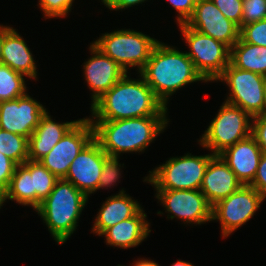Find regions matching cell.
I'll list each match as a JSON object with an SVG mask.
<instances>
[{"label": "cell", "instance_id": "cell-4", "mask_svg": "<svg viewBox=\"0 0 266 266\" xmlns=\"http://www.w3.org/2000/svg\"><path fill=\"white\" fill-rule=\"evenodd\" d=\"M88 201L89 198L71 182L58 179L51 193L34 212L41 217L56 244L62 245L77 231Z\"/></svg>", "mask_w": 266, "mask_h": 266}, {"label": "cell", "instance_id": "cell-40", "mask_svg": "<svg viewBox=\"0 0 266 266\" xmlns=\"http://www.w3.org/2000/svg\"><path fill=\"white\" fill-rule=\"evenodd\" d=\"M4 42V25L0 24V61L2 56V45Z\"/></svg>", "mask_w": 266, "mask_h": 266}, {"label": "cell", "instance_id": "cell-17", "mask_svg": "<svg viewBox=\"0 0 266 266\" xmlns=\"http://www.w3.org/2000/svg\"><path fill=\"white\" fill-rule=\"evenodd\" d=\"M262 154L254 137L249 135L227 148L219 156L243 185H249L254 180Z\"/></svg>", "mask_w": 266, "mask_h": 266}, {"label": "cell", "instance_id": "cell-13", "mask_svg": "<svg viewBox=\"0 0 266 266\" xmlns=\"http://www.w3.org/2000/svg\"><path fill=\"white\" fill-rule=\"evenodd\" d=\"M47 109L28 92L17 99L1 101L0 129L29 138Z\"/></svg>", "mask_w": 266, "mask_h": 266}, {"label": "cell", "instance_id": "cell-20", "mask_svg": "<svg viewBox=\"0 0 266 266\" xmlns=\"http://www.w3.org/2000/svg\"><path fill=\"white\" fill-rule=\"evenodd\" d=\"M142 207L133 217L123 220L106 229L100 236L104 237L105 244L126 250L141 245L151 233V222Z\"/></svg>", "mask_w": 266, "mask_h": 266}, {"label": "cell", "instance_id": "cell-23", "mask_svg": "<svg viewBox=\"0 0 266 266\" xmlns=\"http://www.w3.org/2000/svg\"><path fill=\"white\" fill-rule=\"evenodd\" d=\"M230 64L266 77V46L239 40L230 48Z\"/></svg>", "mask_w": 266, "mask_h": 266}, {"label": "cell", "instance_id": "cell-7", "mask_svg": "<svg viewBox=\"0 0 266 266\" xmlns=\"http://www.w3.org/2000/svg\"><path fill=\"white\" fill-rule=\"evenodd\" d=\"M215 117L209 122L198 144L213 155L251 135L252 116L240 107L223 102Z\"/></svg>", "mask_w": 266, "mask_h": 266}, {"label": "cell", "instance_id": "cell-8", "mask_svg": "<svg viewBox=\"0 0 266 266\" xmlns=\"http://www.w3.org/2000/svg\"><path fill=\"white\" fill-rule=\"evenodd\" d=\"M180 35L189 49L185 51L194 63L196 70L209 83L214 81L224 72L230 63V48L224 43L204 35L185 23L177 25Z\"/></svg>", "mask_w": 266, "mask_h": 266}, {"label": "cell", "instance_id": "cell-18", "mask_svg": "<svg viewBox=\"0 0 266 266\" xmlns=\"http://www.w3.org/2000/svg\"><path fill=\"white\" fill-rule=\"evenodd\" d=\"M17 30L12 25H4V42L0 63L8 65L14 71L36 82L39 76L35 55Z\"/></svg>", "mask_w": 266, "mask_h": 266}, {"label": "cell", "instance_id": "cell-36", "mask_svg": "<svg viewBox=\"0 0 266 266\" xmlns=\"http://www.w3.org/2000/svg\"><path fill=\"white\" fill-rule=\"evenodd\" d=\"M266 199V154L263 153L254 180L249 184Z\"/></svg>", "mask_w": 266, "mask_h": 266}, {"label": "cell", "instance_id": "cell-25", "mask_svg": "<svg viewBox=\"0 0 266 266\" xmlns=\"http://www.w3.org/2000/svg\"><path fill=\"white\" fill-rule=\"evenodd\" d=\"M26 76L0 63V102L14 100L28 92ZM26 80V81H25Z\"/></svg>", "mask_w": 266, "mask_h": 266}, {"label": "cell", "instance_id": "cell-26", "mask_svg": "<svg viewBox=\"0 0 266 266\" xmlns=\"http://www.w3.org/2000/svg\"><path fill=\"white\" fill-rule=\"evenodd\" d=\"M33 210L48 197L58 178L45 168L40 161H31Z\"/></svg>", "mask_w": 266, "mask_h": 266}, {"label": "cell", "instance_id": "cell-27", "mask_svg": "<svg viewBox=\"0 0 266 266\" xmlns=\"http://www.w3.org/2000/svg\"><path fill=\"white\" fill-rule=\"evenodd\" d=\"M0 152L17 165L28 160V138L0 129Z\"/></svg>", "mask_w": 266, "mask_h": 266}, {"label": "cell", "instance_id": "cell-22", "mask_svg": "<svg viewBox=\"0 0 266 266\" xmlns=\"http://www.w3.org/2000/svg\"><path fill=\"white\" fill-rule=\"evenodd\" d=\"M47 110L28 138V159L39 161L47 155L66 132L79 120L56 122Z\"/></svg>", "mask_w": 266, "mask_h": 266}, {"label": "cell", "instance_id": "cell-34", "mask_svg": "<svg viewBox=\"0 0 266 266\" xmlns=\"http://www.w3.org/2000/svg\"><path fill=\"white\" fill-rule=\"evenodd\" d=\"M251 135L262 152L266 154V116L262 114L253 116Z\"/></svg>", "mask_w": 266, "mask_h": 266}, {"label": "cell", "instance_id": "cell-42", "mask_svg": "<svg viewBox=\"0 0 266 266\" xmlns=\"http://www.w3.org/2000/svg\"><path fill=\"white\" fill-rule=\"evenodd\" d=\"M261 114L266 116V77H265V82H264V107H263V111Z\"/></svg>", "mask_w": 266, "mask_h": 266}, {"label": "cell", "instance_id": "cell-31", "mask_svg": "<svg viewBox=\"0 0 266 266\" xmlns=\"http://www.w3.org/2000/svg\"><path fill=\"white\" fill-rule=\"evenodd\" d=\"M266 18V0H243L241 26Z\"/></svg>", "mask_w": 266, "mask_h": 266}, {"label": "cell", "instance_id": "cell-2", "mask_svg": "<svg viewBox=\"0 0 266 266\" xmlns=\"http://www.w3.org/2000/svg\"><path fill=\"white\" fill-rule=\"evenodd\" d=\"M139 74L166 108H169L171 96L188 84L208 83L185 51L162 41L156 44Z\"/></svg>", "mask_w": 266, "mask_h": 266}, {"label": "cell", "instance_id": "cell-16", "mask_svg": "<svg viewBox=\"0 0 266 266\" xmlns=\"http://www.w3.org/2000/svg\"><path fill=\"white\" fill-rule=\"evenodd\" d=\"M90 57L84 61V80L91 92V106L107 91H109L127 72L114 60L103 54L91 42Z\"/></svg>", "mask_w": 266, "mask_h": 266}, {"label": "cell", "instance_id": "cell-35", "mask_svg": "<svg viewBox=\"0 0 266 266\" xmlns=\"http://www.w3.org/2000/svg\"><path fill=\"white\" fill-rule=\"evenodd\" d=\"M17 164L0 152V187L8 189Z\"/></svg>", "mask_w": 266, "mask_h": 266}, {"label": "cell", "instance_id": "cell-9", "mask_svg": "<svg viewBox=\"0 0 266 266\" xmlns=\"http://www.w3.org/2000/svg\"><path fill=\"white\" fill-rule=\"evenodd\" d=\"M266 199L250 185H242L236 192L219 200L212 207V222H219L223 239L246 225Z\"/></svg>", "mask_w": 266, "mask_h": 266}, {"label": "cell", "instance_id": "cell-1", "mask_svg": "<svg viewBox=\"0 0 266 266\" xmlns=\"http://www.w3.org/2000/svg\"><path fill=\"white\" fill-rule=\"evenodd\" d=\"M126 73L90 106V120H120L147 116H169V109L156 97L138 73Z\"/></svg>", "mask_w": 266, "mask_h": 266}, {"label": "cell", "instance_id": "cell-21", "mask_svg": "<svg viewBox=\"0 0 266 266\" xmlns=\"http://www.w3.org/2000/svg\"><path fill=\"white\" fill-rule=\"evenodd\" d=\"M243 184L219 155H215L207 166L200 191L213 206L219 200L236 192Z\"/></svg>", "mask_w": 266, "mask_h": 266}, {"label": "cell", "instance_id": "cell-29", "mask_svg": "<svg viewBox=\"0 0 266 266\" xmlns=\"http://www.w3.org/2000/svg\"><path fill=\"white\" fill-rule=\"evenodd\" d=\"M75 0H38L37 6L45 20L66 18L72 12Z\"/></svg>", "mask_w": 266, "mask_h": 266}, {"label": "cell", "instance_id": "cell-32", "mask_svg": "<svg viewBox=\"0 0 266 266\" xmlns=\"http://www.w3.org/2000/svg\"><path fill=\"white\" fill-rule=\"evenodd\" d=\"M223 15L239 28L242 21V4L243 0H212Z\"/></svg>", "mask_w": 266, "mask_h": 266}, {"label": "cell", "instance_id": "cell-39", "mask_svg": "<svg viewBox=\"0 0 266 266\" xmlns=\"http://www.w3.org/2000/svg\"><path fill=\"white\" fill-rule=\"evenodd\" d=\"M170 266H195L191 262L178 259L176 262H173Z\"/></svg>", "mask_w": 266, "mask_h": 266}, {"label": "cell", "instance_id": "cell-33", "mask_svg": "<svg viewBox=\"0 0 266 266\" xmlns=\"http://www.w3.org/2000/svg\"><path fill=\"white\" fill-rule=\"evenodd\" d=\"M171 7L176 11V25L184 24L192 16L198 0H167Z\"/></svg>", "mask_w": 266, "mask_h": 266}, {"label": "cell", "instance_id": "cell-12", "mask_svg": "<svg viewBox=\"0 0 266 266\" xmlns=\"http://www.w3.org/2000/svg\"><path fill=\"white\" fill-rule=\"evenodd\" d=\"M93 138L94 129L90 118H80L39 161L58 179H64L72 161Z\"/></svg>", "mask_w": 266, "mask_h": 266}, {"label": "cell", "instance_id": "cell-5", "mask_svg": "<svg viewBox=\"0 0 266 266\" xmlns=\"http://www.w3.org/2000/svg\"><path fill=\"white\" fill-rule=\"evenodd\" d=\"M158 42V39L141 31L122 28L102 33L92 44L127 73L135 69L138 74Z\"/></svg>", "mask_w": 266, "mask_h": 266}, {"label": "cell", "instance_id": "cell-37", "mask_svg": "<svg viewBox=\"0 0 266 266\" xmlns=\"http://www.w3.org/2000/svg\"><path fill=\"white\" fill-rule=\"evenodd\" d=\"M100 4L108 8V11H125L133 6L143 5V3L149 2L148 0H99ZM102 2V3H101Z\"/></svg>", "mask_w": 266, "mask_h": 266}, {"label": "cell", "instance_id": "cell-28", "mask_svg": "<svg viewBox=\"0 0 266 266\" xmlns=\"http://www.w3.org/2000/svg\"><path fill=\"white\" fill-rule=\"evenodd\" d=\"M120 157L116 156H107L105 158V162L101 171V176L98 181V191L99 190H110L117 186L121 182V178L123 177V168L124 163H119ZM120 180V181H119Z\"/></svg>", "mask_w": 266, "mask_h": 266}, {"label": "cell", "instance_id": "cell-15", "mask_svg": "<svg viewBox=\"0 0 266 266\" xmlns=\"http://www.w3.org/2000/svg\"><path fill=\"white\" fill-rule=\"evenodd\" d=\"M107 156L93 138L72 161L64 179L90 198L98 191V181Z\"/></svg>", "mask_w": 266, "mask_h": 266}, {"label": "cell", "instance_id": "cell-10", "mask_svg": "<svg viewBox=\"0 0 266 266\" xmlns=\"http://www.w3.org/2000/svg\"><path fill=\"white\" fill-rule=\"evenodd\" d=\"M214 82L226 84L228 94L225 102L240 107L252 117L262 113L265 76L236 68L229 63Z\"/></svg>", "mask_w": 266, "mask_h": 266}, {"label": "cell", "instance_id": "cell-6", "mask_svg": "<svg viewBox=\"0 0 266 266\" xmlns=\"http://www.w3.org/2000/svg\"><path fill=\"white\" fill-rule=\"evenodd\" d=\"M212 153L192 155L187 152L182 156L170 157L149 170L143 182L155 190H200Z\"/></svg>", "mask_w": 266, "mask_h": 266}, {"label": "cell", "instance_id": "cell-41", "mask_svg": "<svg viewBox=\"0 0 266 266\" xmlns=\"http://www.w3.org/2000/svg\"><path fill=\"white\" fill-rule=\"evenodd\" d=\"M6 203V191L0 187V209Z\"/></svg>", "mask_w": 266, "mask_h": 266}, {"label": "cell", "instance_id": "cell-11", "mask_svg": "<svg viewBox=\"0 0 266 266\" xmlns=\"http://www.w3.org/2000/svg\"><path fill=\"white\" fill-rule=\"evenodd\" d=\"M155 191L154 197L164 207L168 220H180L183 226H201L212 222L213 206L200 190Z\"/></svg>", "mask_w": 266, "mask_h": 266}, {"label": "cell", "instance_id": "cell-19", "mask_svg": "<svg viewBox=\"0 0 266 266\" xmlns=\"http://www.w3.org/2000/svg\"><path fill=\"white\" fill-rule=\"evenodd\" d=\"M137 200L127 194L125 188L107 197L94 217L91 233L100 237L109 227L133 217L143 207Z\"/></svg>", "mask_w": 266, "mask_h": 266}, {"label": "cell", "instance_id": "cell-24", "mask_svg": "<svg viewBox=\"0 0 266 266\" xmlns=\"http://www.w3.org/2000/svg\"><path fill=\"white\" fill-rule=\"evenodd\" d=\"M16 202V204L31 207L33 209V191L31 176V160L24 164L17 165L6 190V202Z\"/></svg>", "mask_w": 266, "mask_h": 266}, {"label": "cell", "instance_id": "cell-38", "mask_svg": "<svg viewBox=\"0 0 266 266\" xmlns=\"http://www.w3.org/2000/svg\"><path fill=\"white\" fill-rule=\"evenodd\" d=\"M129 266H161V265H159L158 262H156L155 260L142 257L138 258L137 260L136 259L133 260V263H131V265L129 264Z\"/></svg>", "mask_w": 266, "mask_h": 266}, {"label": "cell", "instance_id": "cell-30", "mask_svg": "<svg viewBox=\"0 0 266 266\" xmlns=\"http://www.w3.org/2000/svg\"><path fill=\"white\" fill-rule=\"evenodd\" d=\"M239 38L252 45L266 46V18L241 26Z\"/></svg>", "mask_w": 266, "mask_h": 266}, {"label": "cell", "instance_id": "cell-3", "mask_svg": "<svg viewBox=\"0 0 266 266\" xmlns=\"http://www.w3.org/2000/svg\"><path fill=\"white\" fill-rule=\"evenodd\" d=\"M169 116L91 120L94 139L108 156L142 154L170 124Z\"/></svg>", "mask_w": 266, "mask_h": 266}, {"label": "cell", "instance_id": "cell-14", "mask_svg": "<svg viewBox=\"0 0 266 266\" xmlns=\"http://www.w3.org/2000/svg\"><path fill=\"white\" fill-rule=\"evenodd\" d=\"M185 24L229 48L239 40L240 28L228 20L212 0H198L192 16Z\"/></svg>", "mask_w": 266, "mask_h": 266}]
</instances>
